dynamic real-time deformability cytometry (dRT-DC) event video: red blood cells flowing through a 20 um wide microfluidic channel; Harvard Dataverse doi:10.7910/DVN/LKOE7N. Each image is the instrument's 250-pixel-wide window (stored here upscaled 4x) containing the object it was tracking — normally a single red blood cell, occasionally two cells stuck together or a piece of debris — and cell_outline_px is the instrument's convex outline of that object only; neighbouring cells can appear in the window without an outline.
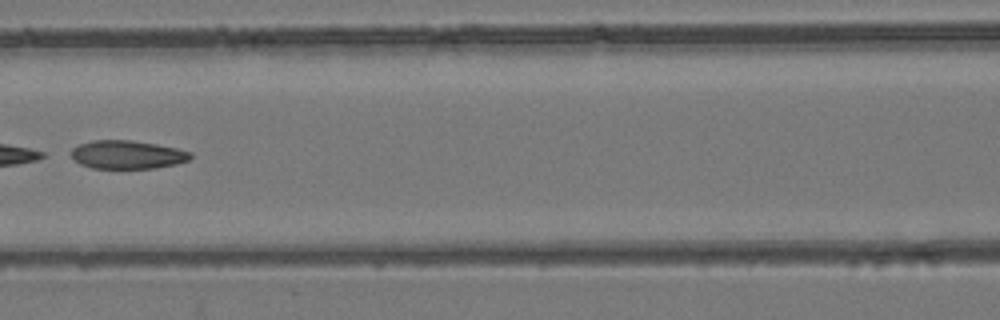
{"species": "common noctule bat (a hibernating species)", "species_latin": "Nyctalus noctula", "temperature_condition": "room temperature", "stored_images_in_passage": 8, "camera_frame_rate_fps": 3000, "um_per_image_px": 0.085, "animal": {"sex": "female", "body_mass_g": 24.6, "forearm_length_mm": 56.2}, "frame": {"image": 1, "passage_image": 8, "time_ms": 8.0, "image_size_px": [1000, 320], "cell_outline_px": [[192, 156], [188, 160], [176, 164], [152, 168], [92, 168], [80, 164], [68, 152], [72, 148], [80, 144], [92, 140], [132, 140], [156, 144], [176, 148], [192, 152]], "centroid_in_image_um": [10.8, 13.14], "position_along_channel_um": 155.8, "area_um2": 19.71}}